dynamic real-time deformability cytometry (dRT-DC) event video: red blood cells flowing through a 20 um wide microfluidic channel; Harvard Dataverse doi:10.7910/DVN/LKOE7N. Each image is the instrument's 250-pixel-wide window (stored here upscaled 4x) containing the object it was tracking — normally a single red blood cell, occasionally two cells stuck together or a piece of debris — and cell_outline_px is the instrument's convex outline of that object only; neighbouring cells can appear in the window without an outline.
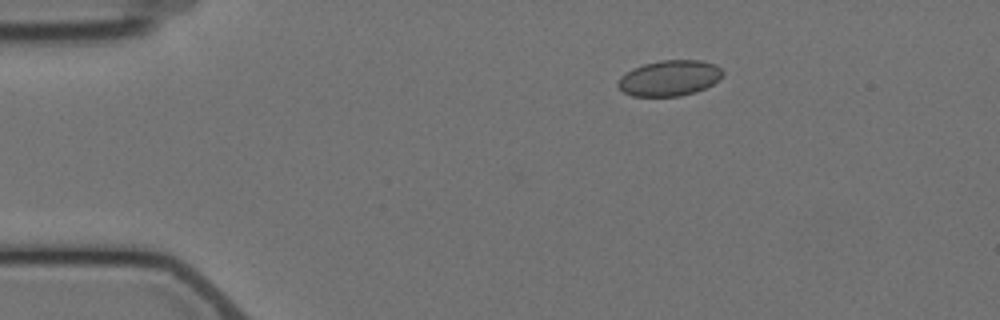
{"species": "Egyptian fruit bat (a non-hibernating species)", "species_latin": "Rousettus aegyptiacus", "temperature_condition": "cold", "stored_images_in_passage": 3, "camera_frame_rate_fps": 3000, "um_per_image_px": 0.085, "animal": {"sex": "female"}, "frame": {"image": 1, "passage_image": 1, "time_ms": 0.0, "image_size_px": [1000, 320], "cell_outline_px": [[724, 76], [720, 80], [696, 92], [680, 96], [632, 96], [624, 92], [616, 84], [620, 76], [632, 68], [644, 64], [660, 60], [700, 60], [712, 64], [720, 68], [724, 72]], "centroid_in_image_um": [56.9, 6.64], "position_along_channel_um": 28.1, "area_um2": 21.85}}